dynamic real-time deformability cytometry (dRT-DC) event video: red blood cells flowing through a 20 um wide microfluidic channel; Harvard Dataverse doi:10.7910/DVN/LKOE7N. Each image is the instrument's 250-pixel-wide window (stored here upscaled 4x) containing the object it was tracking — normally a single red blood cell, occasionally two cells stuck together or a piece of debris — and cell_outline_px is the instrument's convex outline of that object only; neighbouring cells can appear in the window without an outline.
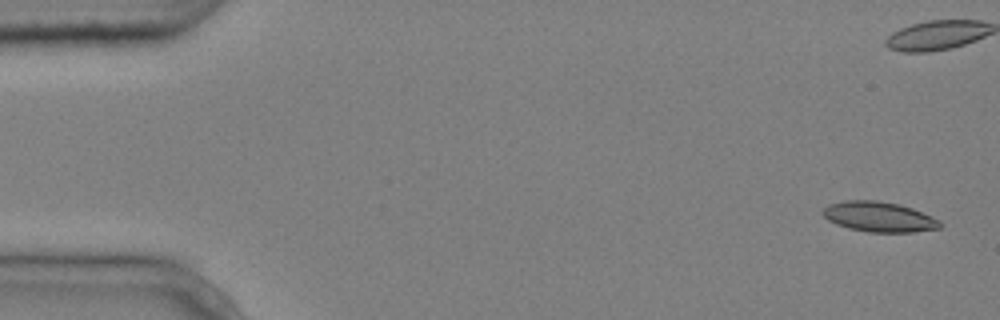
{"species": "common noctule bat (a hibernating species)", "species_latin": "Nyctalus noctula", "temperature_condition": "cold", "stored_images_in_passage": 7, "camera_frame_rate_fps": 3000, "um_per_image_px": 0.085, "animal": {"sex": "male", "body_mass_g": 20.4}, "frame": {"image": 1, "passage_image": 1, "time_ms": 0.0, "image_size_px": [1000, 320], "cell_outline_px": [[944, 224], [940, 228], [912, 232], [868, 232], [848, 228], [836, 224], [828, 220], [820, 212], [828, 204], [844, 200], [876, 200], [900, 204], [912, 208], [932, 216], [940, 220]], "centroid_in_image_um": [74.72, 18.42], "position_along_channel_um": 10.3, "area_um2": 20.81}}